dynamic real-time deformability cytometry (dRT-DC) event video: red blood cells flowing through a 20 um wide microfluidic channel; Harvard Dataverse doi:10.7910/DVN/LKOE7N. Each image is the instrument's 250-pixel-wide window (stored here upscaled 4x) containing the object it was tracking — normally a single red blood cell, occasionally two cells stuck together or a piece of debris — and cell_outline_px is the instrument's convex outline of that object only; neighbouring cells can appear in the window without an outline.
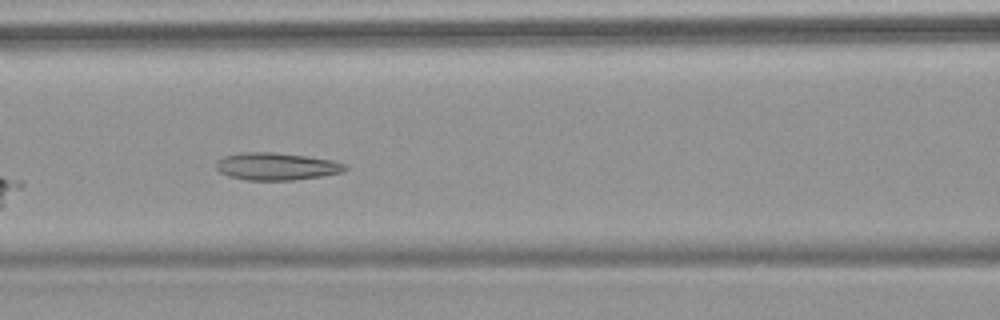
{"species": "common noctule bat (a hibernating species)", "species_latin": "Nyctalus noctula", "temperature_condition": "warm", "stored_images_in_passage": 9, "camera_frame_rate_fps": 3000, "um_per_image_px": 0.085, "animal": {"sex": "female", "body_mass_g": 18.4}, "frame": {"image": 1, "passage_image": 6, "time_ms": 6.667, "image_size_px": [1000, 320], "cell_outline_px": [[348, 168], [344, 172], [320, 176], [292, 180], [248, 180], [228, 176], [220, 172], [216, 168], [216, 160], [224, 156], [240, 152], [272, 152], [308, 156], [332, 160], [348, 164]], "centroid_in_image_um": [23.51, 14.13], "position_along_channel_um": 143.1, "area_um2": 20.75}}
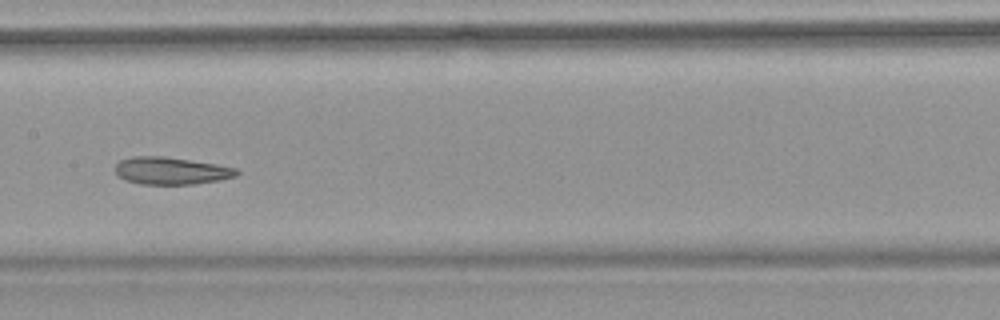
{"frame": {"image": 2, "passage_image": 7, "time_ms": 8.0, "image_size_px": [1000, 320], "cell_outline_px": [[240, 172], [236, 176], [220, 180], [192, 184], [140, 184], [124, 180], [116, 176], [116, 164], [120, 160], [132, 156], [164, 156], [216, 164], [236, 168]], "centroid_in_image_um": [14.52, 14.52], "position_along_channel_um": 192.9, "area_um2": 19.42}}
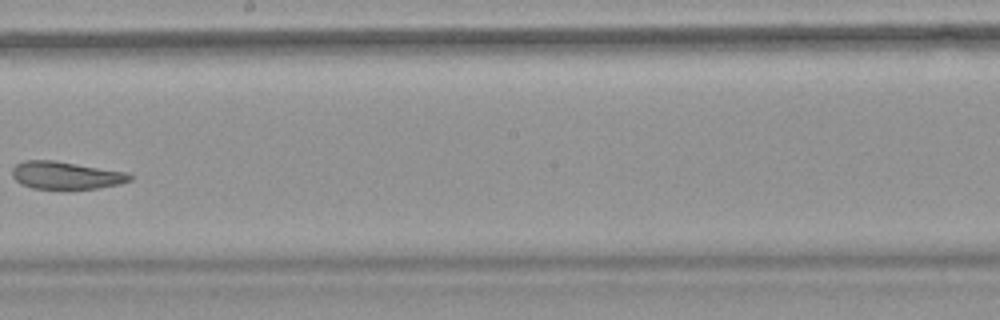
{"frame": {"image": 3, "passage_image": 8, "time_ms": 9.333, "image_size_px": [1000, 320], "cell_outline_px": [[132, 180], [120, 184], [96, 188], [64, 192], [32, 188], [20, 184], [12, 176], [12, 168], [16, 164], [24, 160], [52, 160], [128, 172], [132, 176]], "centroid_in_image_um": [5.59, 14.95], "position_along_channel_um": 242.6, "area_um2": 19.71}}